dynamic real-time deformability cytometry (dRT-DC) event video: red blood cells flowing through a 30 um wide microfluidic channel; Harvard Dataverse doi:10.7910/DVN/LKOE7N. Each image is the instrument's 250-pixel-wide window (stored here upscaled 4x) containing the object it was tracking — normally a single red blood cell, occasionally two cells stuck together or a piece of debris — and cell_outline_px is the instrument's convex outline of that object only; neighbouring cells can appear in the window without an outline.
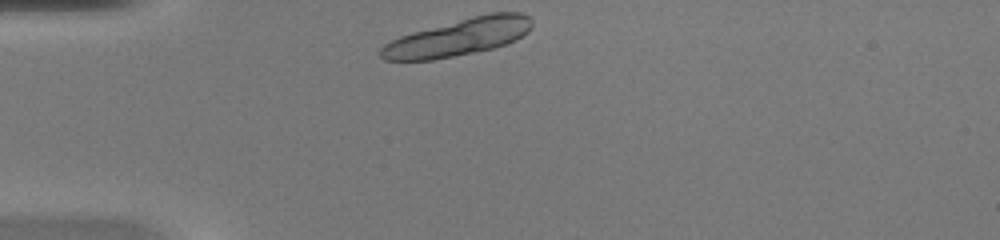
{"species": "common noctule bat (a hibernating species)", "species_latin": "Nyctalus noctula", "temperature_condition": "warm", "stored_images_in_passage": 37, "segment_of_instrument_passage": [1, 2], "camera_frame_rate_fps": 3000, "um_per_image_px": 0.085, "animal": {"sex": "female", "body_mass_g": 20.0, "forearm_length_mm": 54.0}, "frame": {"image": 1, "passage_image": 1, "time_ms": 0.0, "image_size_px": [1000, 240], "cell_outline_px": [[532, 24], [528, 32], [516, 40], [492, 48], [432, 60], [384, 60], [380, 56], [380, 48], [384, 44], [400, 36], [412, 32], [472, 16], [492, 12], [524, 12], [532, 20]], "centroid_in_image_um": [38.97, 3.15], "position_along_channel_um": 46.0, "area_um2": 32.43}}